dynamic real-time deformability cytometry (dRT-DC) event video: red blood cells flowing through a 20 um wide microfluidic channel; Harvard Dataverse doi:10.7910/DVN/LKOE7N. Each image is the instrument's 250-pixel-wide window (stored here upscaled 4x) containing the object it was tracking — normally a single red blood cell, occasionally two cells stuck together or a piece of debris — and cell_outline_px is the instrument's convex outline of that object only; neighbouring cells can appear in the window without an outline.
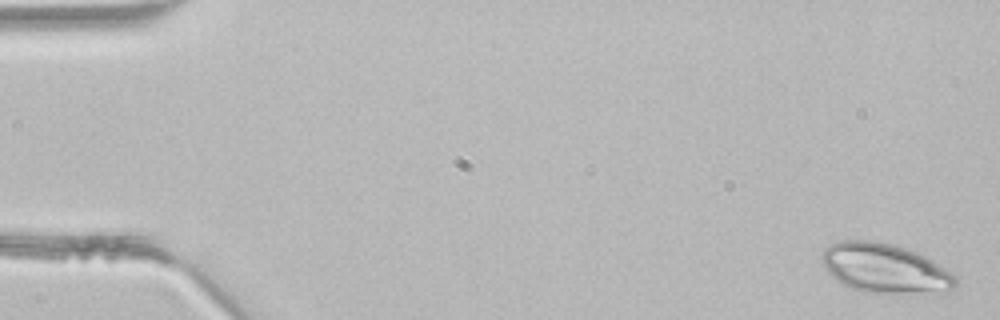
{"species": "common noctule bat (a hibernating species)", "species_latin": "Nyctalus noctula", "temperature_condition": "room temperature", "stored_images_in_passage": 3, "camera_frame_rate_fps": 3000, "um_per_image_px": 0.085, "animal": {"sex": "male", "body_mass_g": 21.5, "forearm_length_mm": 52.0}, "frame": {"image": 1, "passage_image": 1, "time_ms": 0.0, "image_size_px": [1000, 320], "cell_outline_px": [[956, 284], [948, 296], [900, 296], [864, 292], [852, 288], [836, 280], [828, 272], [820, 260], [820, 256], [824, 248], [832, 244], [844, 240], [876, 240], [896, 244], [920, 252], [956, 276]], "centroid_in_image_um": [75.33, 22.88], "position_along_channel_um": 9.7, "area_um2": 40.58}}